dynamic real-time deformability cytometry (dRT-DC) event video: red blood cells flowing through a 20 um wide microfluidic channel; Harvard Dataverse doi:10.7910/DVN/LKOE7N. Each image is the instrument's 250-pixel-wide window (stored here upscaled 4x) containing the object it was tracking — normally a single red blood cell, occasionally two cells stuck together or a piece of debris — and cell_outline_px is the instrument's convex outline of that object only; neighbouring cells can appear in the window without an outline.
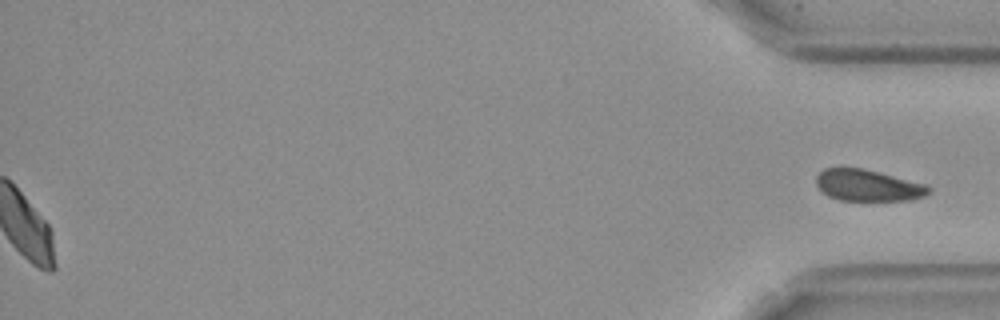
{"species": "Egyptian fruit bat (a non-hibernating species)", "species_latin": "Rousettus aegyptiacus", "temperature_condition": "cold", "stored_images_in_passage": 41, "segment_of_instrument_passage": [2, 2], "camera_frame_rate_fps": 3000, "um_per_image_px": 0.085, "frame": {"image": 1, "passage_image": 41, "time_ms": 13.333, "image_size_px": [1000, 320], "cell_outline_px": [[932, 192], [924, 196], [908, 200], [840, 200], [828, 196], [816, 184], [816, 176], [824, 168], [844, 164], [864, 168], [928, 184], [932, 188]], "centroid_in_image_um": [73.77, 15.71], "position_along_channel_um": 361.4, "area_um2": 21.33}}